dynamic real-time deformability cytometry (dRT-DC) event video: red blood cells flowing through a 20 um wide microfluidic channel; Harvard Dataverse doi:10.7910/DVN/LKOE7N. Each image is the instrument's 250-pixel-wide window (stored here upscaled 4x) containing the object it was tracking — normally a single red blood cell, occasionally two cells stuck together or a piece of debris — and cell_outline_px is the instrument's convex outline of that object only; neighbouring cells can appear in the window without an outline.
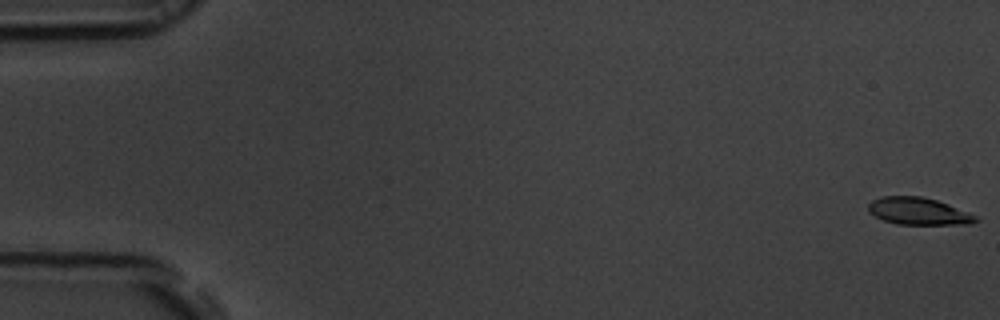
{"species": "common noctule bat (a hibernating species)", "species_latin": "Nyctalus noctula", "temperature_condition": "room temperature", "stored_images_in_passage": 14, "camera_frame_rate_fps": 3000, "um_per_image_px": 0.085, "animal": {"sex": "male", "body_mass_g": 19.5, "forearm_length_mm": 54.6}, "frame": {"image": 1, "passage_image": 1, "time_ms": 0.0, "image_size_px": [1000, 320], "cell_outline_px": [[980, 220], [972, 224], [896, 224], [884, 220], [868, 212], [868, 204], [872, 200], [880, 196], [920, 196], [936, 200], [948, 204], [968, 212], [976, 216]], "centroid_in_image_um": [78.06, 17.95], "position_along_channel_um": 6.9, "area_um2": 16.99}}